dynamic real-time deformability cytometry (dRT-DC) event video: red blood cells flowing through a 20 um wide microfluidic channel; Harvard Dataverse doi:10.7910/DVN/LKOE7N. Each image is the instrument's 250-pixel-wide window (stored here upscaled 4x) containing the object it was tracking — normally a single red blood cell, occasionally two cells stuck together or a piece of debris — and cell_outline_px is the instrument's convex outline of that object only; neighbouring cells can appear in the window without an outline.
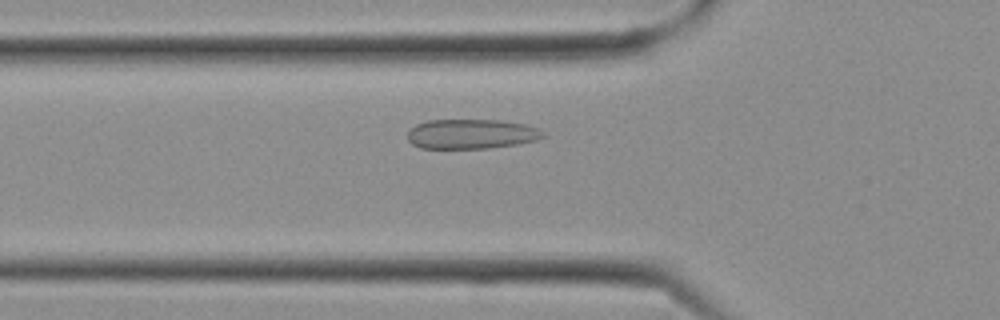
{"species": "Egyptian fruit bat (a non-hibernating species)", "species_latin": "Rousettus aegyptiacus", "temperature_condition": "cold", "stored_images_in_passage": 11, "camera_frame_rate_fps": 3000, "um_per_image_px": 0.085, "frame": {"image": 1, "passage_image": 7, "time_ms": 2.0, "image_size_px": [1000, 320], "cell_outline_px": [[544, 136], [536, 140], [516, 144], [488, 148], [420, 148], [412, 144], [408, 140], [408, 128], [416, 124], [428, 120], [500, 120], [524, 124], [536, 128], [544, 132]], "centroid_in_image_um": [40.01, 11.38], "position_along_channel_um": 85.8, "area_um2": 23.41}}
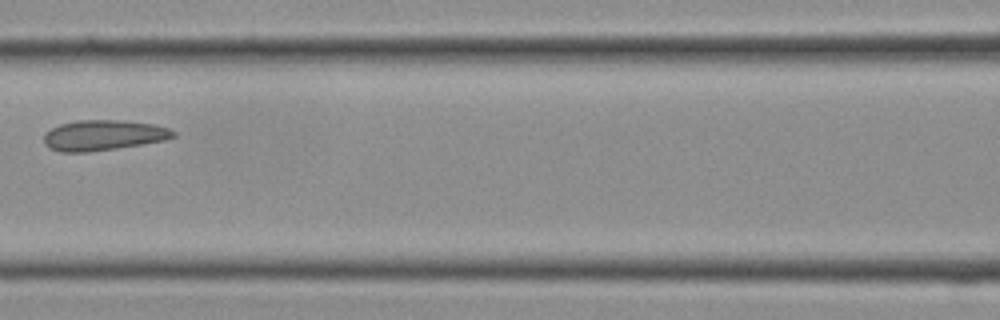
{"frame": {"image": 2, "passage_image": 10, "time_ms": 3.0, "image_size_px": [1000, 320], "cell_outline_px": [[176, 136], [164, 140], [144, 144], [88, 152], [60, 152], [48, 148], [44, 144], [44, 136], [52, 128], [60, 124], [76, 120], [124, 120], [152, 124], [168, 128], [176, 132]], "centroid_in_image_um": [8.78, 11.5], "position_along_channel_um": 157.8, "area_um2": 22.95}}